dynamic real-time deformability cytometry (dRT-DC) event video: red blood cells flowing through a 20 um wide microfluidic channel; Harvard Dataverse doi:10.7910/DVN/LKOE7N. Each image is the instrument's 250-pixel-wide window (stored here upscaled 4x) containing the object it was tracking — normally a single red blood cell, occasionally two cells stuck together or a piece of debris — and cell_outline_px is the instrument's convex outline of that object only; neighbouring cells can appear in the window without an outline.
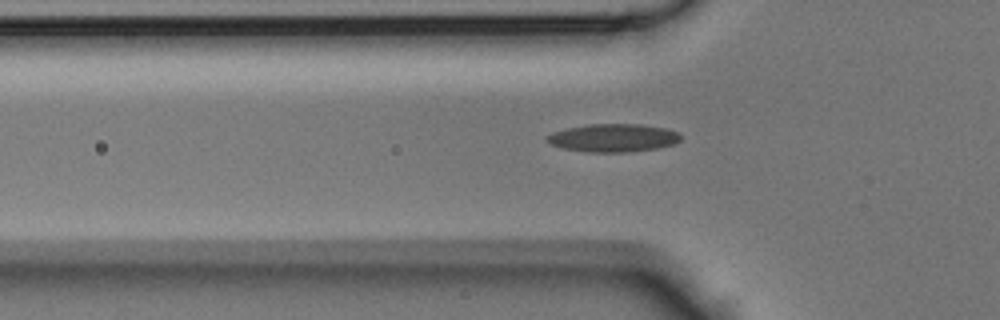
{"species": "Egyptian fruit bat (a non-hibernating species)", "species_latin": "Rousettus aegyptiacus", "temperature_condition": "room temperature", "stored_images_in_passage": 27, "camera_frame_rate_fps": 3000, "um_per_image_px": 0.085, "animal": {"sex": "male"}, "frame": {"image": 1, "passage_image": 3, "time_ms": 0.667, "image_size_px": [1000, 320], "cell_outline_px": [[680, 140], [676, 144], [656, 148], [628, 152], [588, 152], [564, 148], [552, 144], [544, 140], [552, 132], [568, 128], [588, 124], [640, 124], [664, 128], [680, 132]], "centroid_in_image_um": [52.15, 11.72], "position_along_channel_um": 73.7, "area_um2": 21.79}}
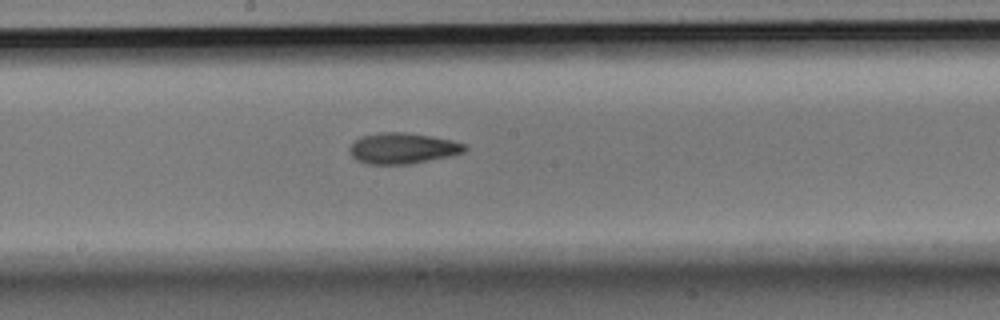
{"frame": {"image": 2, "passage_image": 12, "time_ms": 3.667, "image_size_px": [1000, 320], "cell_outline_px": [[468, 148], [464, 152], [452, 156], [408, 164], [368, 164], [356, 160], [352, 156], [348, 148], [352, 140], [360, 136], [380, 132], [404, 132], [432, 136], [452, 140], [464, 144]], "centroid_in_image_um": [34.19, 12.6], "position_along_channel_um": 214.0, "area_um2": 20.98}}
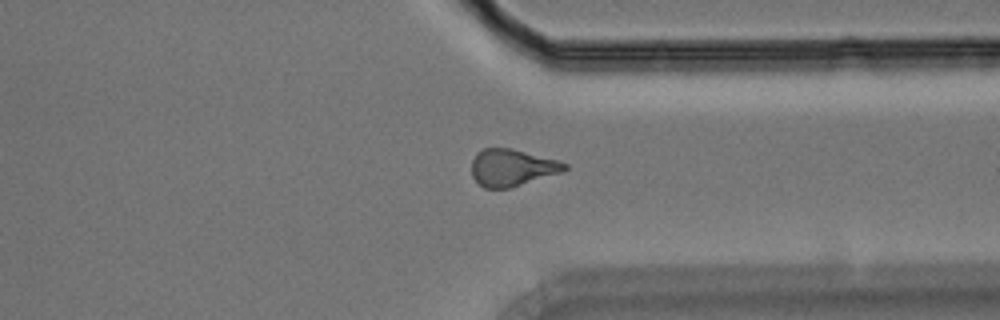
{"frame": {"image": 3, "passage_image": 22, "time_ms": 7.0, "image_size_px": [1000, 320], "cell_outline_px": [[568, 168], [564, 172], [508, 188], [484, 188], [472, 176], [472, 160], [476, 152], [484, 148], [512, 148], [560, 160], [568, 164]], "centroid_in_image_um": [43.56, 14.23], "position_along_channel_um": 367.8, "area_um2": 20.23}}